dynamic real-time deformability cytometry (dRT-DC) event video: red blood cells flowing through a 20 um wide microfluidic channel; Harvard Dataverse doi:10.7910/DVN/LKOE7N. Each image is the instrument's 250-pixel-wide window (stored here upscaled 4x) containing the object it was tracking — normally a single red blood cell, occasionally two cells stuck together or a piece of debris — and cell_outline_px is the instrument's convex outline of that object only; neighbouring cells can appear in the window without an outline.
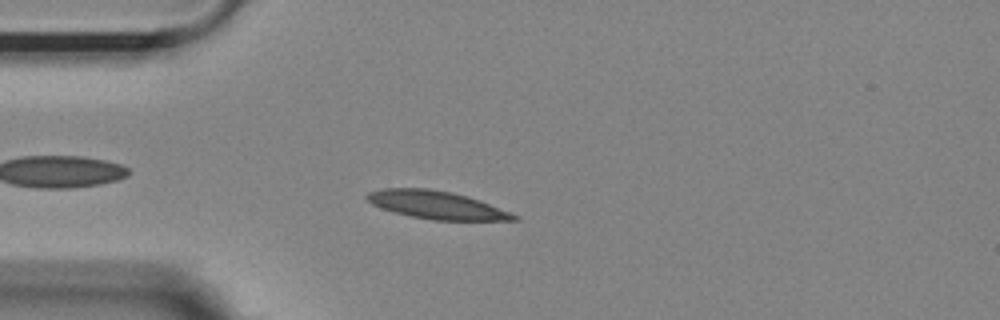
{"species": "Egyptian fruit bat (a non-hibernating species)", "species_latin": "Rousettus aegyptiacus", "temperature_condition": "room temperature", "stored_images_in_passage": 53, "camera_frame_rate_fps": 3000, "um_per_image_px": 0.085, "animal": {"sex": "female"}, "frame": {"image": 1, "passage_image": 13, "time_ms": 4.0, "image_size_px": [1000, 320], "cell_outline_px": [[520, 220], [432, 220], [412, 216], [380, 208], [372, 204], [364, 196], [368, 192], [384, 188], [428, 188], [452, 192], [480, 200], [520, 216]], "centroid_in_image_um": [37.11, 17.42], "position_along_channel_um": 47.9, "area_um2": 23.81}}
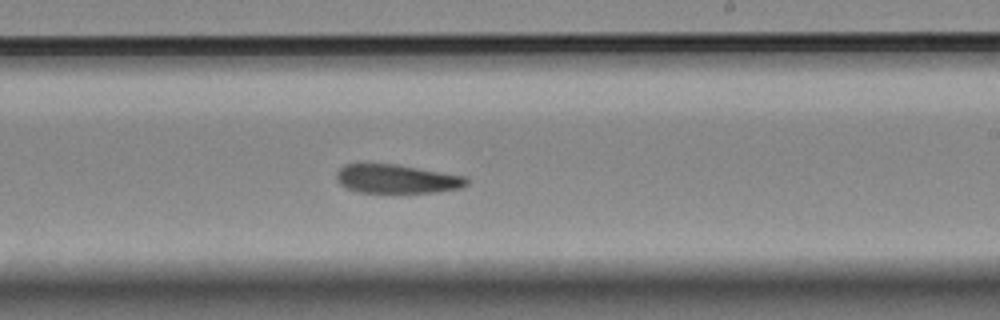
{"frame": {"image": 2, "passage_image": 31, "time_ms": 10.0, "image_size_px": [1000, 320], "cell_outline_px": [[468, 184], [460, 188], [436, 192], [356, 192], [340, 184], [336, 180], [336, 172], [344, 164], [396, 164], [464, 176], [468, 180]], "centroid_in_image_um": [33.69, 15.2], "position_along_channel_um": 255.3, "area_um2": 21.68}}
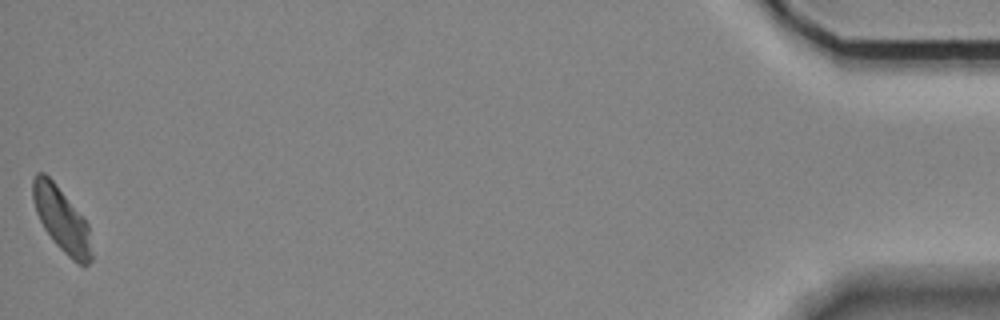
{"frame": {"image": 3, "passage_image": 53, "time_ms": 17.333, "image_size_px": [1000, 320], "cell_outline_px": [[92, 260], [84, 268], [72, 260], [52, 240], [44, 228], [36, 212], [32, 196], [32, 180], [36, 172], [44, 172], [52, 180], [88, 224], [92, 252]], "centroid_in_image_um": [5.23, 18.7], "position_along_channel_um": 430.0, "area_um2": 21.79}, "authors_computed_cell_mechanics": {"area_um2": 22.831, "velocity_mm_per_s": 3.6605, "shape_relaxation_time_tau1_ms": 8.774, "shape_relaxation_time_tau2_ms": 3.2231, "deformation_change_tau1": 0.1662, "deformation_change_tau2": 0.0894}}